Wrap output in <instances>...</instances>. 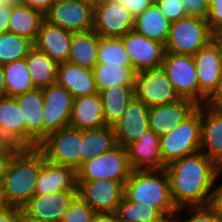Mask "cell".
<instances>
[{
	"mask_svg": "<svg viewBox=\"0 0 222 222\" xmlns=\"http://www.w3.org/2000/svg\"><path fill=\"white\" fill-rule=\"evenodd\" d=\"M176 208L208 205L219 175L218 164L201 150L165 166Z\"/></svg>",
	"mask_w": 222,
	"mask_h": 222,
	"instance_id": "obj_1",
	"label": "cell"
},
{
	"mask_svg": "<svg viewBox=\"0 0 222 222\" xmlns=\"http://www.w3.org/2000/svg\"><path fill=\"white\" fill-rule=\"evenodd\" d=\"M44 161V155L37 147L21 148L13 156L1 183L9 206L22 209L34 196Z\"/></svg>",
	"mask_w": 222,
	"mask_h": 222,
	"instance_id": "obj_2",
	"label": "cell"
},
{
	"mask_svg": "<svg viewBox=\"0 0 222 222\" xmlns=\"http://www.w3.org/2000/svg\"><path fill=\"white\" fill-rule=\"evenodd\" d=\"M124 196L132 202L157 209L167 218H173L177 212L171 197L169 177L165 169L132 170L124 184Z\"/></svg>",
	"mask_w": 222,
	"mask_h": 222,
	"instance_id": "obj_3",
	"label": "cell"
},
{
	"mask_svg": "<svg viewBox=\"0 0 222 222\" xmlns=\"http://www.w3.org/2000/svg\"><path fill=\"white\" fill-rule=\"evenodd\" d=\"M46 161L77 170L85 163V130L71 127L49 133L37 147Z\"/></svg>",
	"mask_w": 222,
	"mask_h": 222,
	"instance_id": "obj_4",
	"label": "cell"
},
{
	"mask_svg": "<svg viewBox=\"0 0 222 222\" xmlns=\"http://www.w3.org/2000/svg\"><path fill=\"white\" fill-rule=\"evenodd\" d=\"M201 105L169 133L160 136V154L165 165L201 150Z\"/></svg>",
	"mask_w": 222,
	"mask_h": 222,
	"instance_id": "obj_5",
	"label": "cell"
},
{
	"mask_svg": "<svg viewBox=\"0 0 222 222\" xmlns=\"http://www.w3.org/2000/svg\"><path fill=\"white\" fill-rule=\"evenodd\" d=\"M214 39L207 19L187 16L171 22L166 52L193 56Z\"/></svg>",
	"mask_w": 222,
	"mask_h": 222,
	"instance_id": "obj_6",
	"label": "cell"
},
{
	"mask_svg": "<svg viewBox=\"0 0 222 222\" xmlns=\"http://www.w3.org/2000/svg\"><path fill=\"white\" fill-rule=\"evenodd\" d=\"M132 169L126 148L117 145L112 150L83 163L77 170V181L110 179L123 185L131 175Z\"/></svg>",
	"mask_w": 222,
	"mask_h": 222,
	"instance_id": "obj_7",
	"label": "cell"
},
{
	"mask_svg": "<svg viewBox=\"0 0 222 222\" xmlns=\"http://www.w3.org/2000/svg\"><path fill=\"white\" fill-rule=\"evenodd\" d=\"M161 68L180 98L199 105V82L193 56L165 52Z\"/></svg>",
	"mask_w": 222,
	"mask_h": 222,
	"instance_id": "obj_8",
	"label": "cell"
},
{
	"mask_svg": "<svg viewBox=\"0 0 222 222\" xmlns=\"http://www.w3.org/2000/svg\"><path fill=\"white\" fill-rule=\"evenodd\" d=\"M135 97L147 107L168 104L181 99L161 67L136 73Z\"/></svg>",
	"mask_w": 222,
	"mask_h": 222,
	"instance_id": "obj_9",
	"label": "cell"
},
{
	"mask_svg": "<svg viewBox=\"0 0 222 222\" xmlns=\"http://www.w3.org/2000/svg\"><path fill=\"white\" fill-rule=\"evenodd\" d=\"M134 28V17L115 0H102L94 7L93 30L100 37L121 38Z\"/></svg>",
	"mask_w": 222,
	"mask_h": 222,
	"instance_id": "obj_10",
	"label": "cell"
},
{
	"mask_svg": "<svg viewBox=\"0 0 222 222\" xmlns=\"http://www.w3.org/2000/svg\"><path fill=\"white\" fill-rule=\"evenodd\" d=\"M94 8L80 0L55 2L44 15L46 21L70 32L93 29Z\"/></svg>",
	"mask_w": 222,
	"mask_h": 222,
	"instance_id": "obj_11",
	"label": "cell"
},
{
	"mask_svg": "<svg viewBox=\"0 0 222 222\" xmlns=\"http://www.w3.org/2000/svg\"><path fill=\"white\" fill-rule=\"evenodd\" d=\"M44 138L51 132L69 127L73 96L57 83L42 89Z\"/></svg>",
	"mask_w": 222,
	"mask_h": 222,
	"instance_id": "obj_12",
	"label": "cell"
},
{
	"mask_svg": "<svg viewBox=\"0 0 222 222\" xmlns=\"http://www.w3.org/2000/svg\"><path fill=\"white\" fill-rule=\"evenodd\" d=\"M77 190L95 212H115L124 197V185L110 179L77 181Z\"/></svg>",
	"mask_w": 222,
	"mask_h": 222,
	"instance_id": "obj_13",
	"label": "cell"
},
{
	"mask_svg": "<svg viewBox=\"0 0 222 222\" xmlns=\"http://www.w3.org/2000/svg\"><path fill=\"white\" fill-rule=\"evenodd\" d=\"M121 40L136 73L161 67L166 52L164 44L134 30L127 32Z\"/></svg>",
	"mask_w": 222,
	"mask_h": 222,
	"instance_id": "obj_14",
	"label": "cell"
},
{
	"mask_svg": "<svg viewBox=\"0 0 222 222\" xmlns=\"http://www.w3.org/2000/svg\"><path fill=\"white\" fill-rule=\"evenodd\" d=\"M193 57L198 74L199 105H203L222 76V55L218 44L213 40Z\"/></svg>",
	"mask_w": 222,
	"mask_h": 222,
	"instance_id": "obj_15",
	"label": "cell"
},
{
	"mask_svg": "<svg viewBox=\"0 0 222 222\" xmlns=\"http://www.w3.org/2000/svg\"><path fill=\"white\" fill-rule=\"evenodd\" d=\"M77 195L78 190L34 195L22 210L27 215L46 222H61Z\"/></svg>",
	"mask_w": 222,
	"mask_h": 222,
	"instance_id": "obj_16",
	"label": "cell"
},
{
	"mask_svg": "<svg viewBox=\"0 0 222 222\" xmlns=\"http://www.w3.org/2000/svg\"><path fill=\"white\" fill-rule=\"evenodd\" d=\"M149 107L134 97L123 115L112 126L118 145L126 148L149 129Z\"/></svg>",
	"mask_w": 222,
	"mask_h": 222,
	"instance_id": "obj_17",
	"label": "cell"
},
{
	"mask_svg": "<svg viewBox=\"0 0 222 222\" xmlns=\"http://www.w3.org/2000/svg\"><path fill=\"white\" fill-rule=\"evenodd\" d=\"M25 122V148H35L44 139L42 89H34L15 97Z\"/></svg>",
	"mask_w": 222,
	"mask_h": 222,
	"instance_id": "obj_18",
	"label": "cell"
},
{
	"mask_svg": "<svg viewBox=\"0 0 222 222\" xmlns=\"http://www.w3.org/2000/svg\"><path fill=\"white\" fill-rule=\"evenodd\" d=\"M132 170H162L165 164L160 154V137L150 128L138 141L126 147Z\"/></svg>",
	"mask_w": 222,
	"mask_h": 222,
	"instance_id": "obj_19",
	"label": "cell"
},
{
	"mask_svg": "<svg viewBox=\"0 0 222 222\" xmlns=\"http://www.w3.org/2000/svg\"><path fill=\"white\" fill-rule=\"evenodd\" d=\"M198 105L181 98L172 103L149 107V128L159 137L175 129Z\"/></svg>",
	"mask_w": 222,
	"mask_h": 222,
	"instance_id": "obj_20",
	"label": "cell"
},
{
	"mask_svg": "<svg viewBox=\"0 0 222 222\" xmlns=\"http://www.w3.org/2000/svg\"><path fill=\"white\" fill-rule=\"evenodd\" d=\"M73 32L54 25L44 19L34 47L58 63L68 61Z\"/></svg>",
	"mask_w": 222,
	"mask_h": 222,
	"instance_id": "obj_21",
	"label": "cell"
},
{
	"mask_svg": "<svg viewBox=\"0 0 222 222\" xmlns=\"http://www.w3.org/2000/svg\"><path fill=\"white\" fill-rule=\"evenodd\" d=\"M65 190H77L76 170L44 161L37 178L34 195H43Z\"/></svg>",
	"mask_w": 222,
	"mask_h": 222,
	"instance_id": "obj_22",
	"label": "cell"
},
{
	"mask_svg": "<svg viewBox=\"0 0 222 222\" xmlns=\"http://www.w3.org/2000/svg\"><path fill=\"white\" fill-rule=\"evenodd\" d=\"M56 83L64 87L73 98L98 93L92 69L68 61L59 63Z\"/></svg>",
	"mask_w": 222,
	"mask_h": 222,
	"instance_id": "obj_23",
	"label": "cell"
},
{
	"mask_svg": "<svg viewBox=\"0 0 222 222\" xmlns=\"http://www.w3.org/2000/svg\"><path fill=\"white\" fill-rule=\"evenodd\" d=\"M201 151L219 164L222 161V110L201 105Z\"/></svg>",
	"mask_w": 222,
	"mask_h": 222,
	"instance_id": "obj_24",
	"label": "cell"
},
{
	"mask_svg": "<svg viewBox=\"0 0 222 222\" xmlns=\"http://www.w3.org/2000/svg\"><path fill=\"white\" fill-rule=\"evenodd\" d=\"M0 134L8 144L25 148V122L15 97L0 98Z\"/></svg>",
	"mask_w": 222,
	"mask_h": 222,
	"instance_id": "obj_25",
	"label": "cell"
},
{
	"mask_svg": "<svg viewBox=\"0 0 222 222\" xmlns=\"http://www.w3.org/2000/svg\"><path fill=\"white\" fill-rule=\"evenodd\" d=\"M106 126L103 118L102 100L99 93L73 98L69 127L79 130Z\"/></svg>",
	"mask_w": 222,
	"mask_h": 222,
	"instance_id": "obj_26",
	"label": "cell"
},
{
	"mask_svg": "<svg viewBox=\"0 0 222 222\" xmlns=\"http://www.w3.org/2000/svg\"><path fill=\"white\" fill-rule=\"evenodd\" d=\"M44 15L19 1L13 0L8 32L36 41Z\"/></svg>",
	"mask_w": 222,
	"mask_h": 222,
	"instance_id": "obj_27",
	"label": "cell"
},
{
	"mask_svg": "<svg viewBox=\"0 0 222 222\" xmlns=\"http://www.w3.org/2000/svg\"><path fill=\"white\" fill-rule=\"evenodd\" d=\"M99 35L92 29L73 33L68 62L93 69L97 64Z\"/></svg>",
	"mask_w": 222,
	"mask_h": 222,
	"instance_id": "obj_28",
	"label": "cell"
},
{
	"mask_svg": "<svg viewBox=\"0 0 222 222\" xmlns=\"http://www.w3.org/2000/svg\"><path fill=\"white\" fill-rule=\"evenodd\" d=\"M171 22L161 13L154 3L142 14L134 18L133 30L148 39L158 41L165 45Z\"/></svg>",
	"mask_w": 222,
	"mask_h": 222,
	"instance_id": "obj_29",
	"label": "cell"
},
{
	"mask_svg": "<svg viewBox=\"0 0 222 222\" xmlns=\"http://www.w3.org/2000/svg\"><path fill=\"white\" fill-rule=\"evenodd\" d=\"M102 100L106 126H113L121 118L126 107L135 97V87L113 86L98 92Z\"/></svg>",
	"mask_w": 222,
	"mask_h": 222,
	"instance_id": "obj_30",
	"label": "cell"
},
{
	"mask_svg": "<svg viewBox=\"0 0 222 222\" xmlns=\"http://www.w3.org/2000/svg\"><path fill=\"white\" fill-rule=\"evenodd\" d=\"M26 64L34 87L43 89L56 83L59 63L33 47L26 56Z\"/></svg>",
	"mask_w": 222,
	"mask_h": 222,
	"instance_id": "obj_31",
	"label": "cell"
},
{
	"mask_svg": "<svg viewBox=\"0 0 222 222\" xmlns=\"http://www.w3.org/2000/svg\"><path fill=\"white\" fill-rule=\"evenodd\" d=\"M92 72L98 92L113 86L135 87L136 72L132 66L96 64Z\"/></svg>",
	"mask_w": 222,
	"mask_h": 222,
	"instance_id": "obj_32",
	"label": "cell"
},
{
	"mask_svg": "<svg viewBox=\"0 0 222 222\" xmlns=\"http://www.w3.org/2000/svg\"><path fill=\"white\" fill-rule=\"evenodd\" d=\"M7 96L16 97L36 89L31 80L26 58L3 65Z\"/></svg>",
	"mask_w": 222,
	"mask_h": 222,
	"instance_id": "obj_33",
	"label": "cell"
},
{
	"mask_svg": "<svg viewBox=\"0 0 222 222\" xmlns=\"http://www.w3.org/2000/svg\"><path fill=\"white\" fill-rule=\"evenodd\" d=\"M115 213L120 222H173L172 218L164 217L157 209L132 202L125 196Z\"/></svg>",
	"mask_w": 222,
	"mask_h": 222,
	"instance_id": "obj_34",
	"label": "cell"
},
{
	"mask_svg": "<svg viewBox=\"0 0 222 222\" xmlns=\"http://www.w3.org/2000/svg\"><path fill=\"white\" fill-rule=\"evenodd\" d=\"M117 145L112 126L85 130V162L112 150Z\"/></svg>",
	"mask_w": 222,
	"mask_h": 222,
	"instance_id": "obj_35",
	"label": "cell"
},
{
	"mask_svg": "<svg viewBox=\"0 0 222 222\" xmlns=\"http://www.w3.org/2000/svg\"><path fill=\"white\" fill-rule=\"evenodd\" d=\"M34 47V42L29 38L4 32L0 34V64L3 66L10 62L26 58Z\"/></svg>",
	"mask_w": 222,
	"mask_h": 222,
	"instance_id": "obj_36",
	"label": "cell"
},
{
	"mask_svg": "<svg viewBox=\"0 0 222 222\" xmlns=\"http://www.w3.org/2000/svg\"><path fill=\"white\" fill-rule=\"evenodd\" d=\"M97 64L132 66L121 38L99 36Z\"/></svg>",
	"mask_w": 222,
	"mask_h": 222,
	"instance_id": "obj_37",
	"label": "cell"
},
{
	"mask_svg": "<svg viewBox=\"0 0 222 222\" xmlns=\"http://www.w3.org/2000/svg\"><path fill=\"white\" fill-rule=\"evenodd\" d=\"M172 220L173 222H222V218L208 205L178 208Z\"/></svg>",
	"mask_w": 222,
	"mask_h": 222,
	"instance_id": "obj_38",
	"label": "cell"
},
{
	"mask_svg": "<svg viewBox=\"0 0 222 222\" xmlns=\"http://www.w3.org/2000/svg\"><path fill=\"white\" fill-rule=\"evenodd\" d=\"M95 211L77 195L61 222H93Z\"/></svg>",
	"mask_w": 222,
	"mask_h": 222,
	"instance_id": "obj_39",
	"label": "cell"
},
{
	"mask_svg": "<svg viewBox=\"0 0 222 222\" xmlns=\"http://www.w3.org/2000/svg\"><path fill=\"white\" fill-rule=\"evenodd\" d=\"M161 13L170 21H178L187 17L182 0H160L155 3Z\"/></svg>",
	"mask_w": 222,
	"mask_h": 222,
	"instance_id": "obj_40",
	"label": "cell"
},
{
	"mask_svg": "<svg viewBox=\"0 0 222 222\" xmlns=\"http://www.w3.org/2000/svg\"><path fill=\"white\" fill-rule=\"evenodd\" d=\"M187 16L207 19L209 4L206 0H182Z\"/></svg>",
	"mask_w": 222,
	"mask_h": 222,
	"instance_id": "obj_41",
	"label": "cell"
},
{
	"mask_svg": "<svg viewBox=\"0 0 222 222\" xmlns=\"http://www.w3.org/2000/svg\"><path fill=\"white\" fill-rule=\"evenodd\" d=\"M222 174L219 173L211 191L208 206L222 218ZM220 182V183H218Z\"/></svg>",
	"mask_w": 222,
	"mask_h": 222,
	"instance_id": "obj_42",
	"label": "cell"
},
{
	"mask_svg": "<svg viewBox=\"0 0 222 222\" xmlns=\"http://www.w3.org/2000/svg\"><path fill=\"white\" fill-rule=\"evenodd\" d=\"M207 22L214 35L222 32V2L209 6Z\"/></svg>",
	"mask_w": 222,
	"mask_h": 222,
	"instance_id": "obj_43",
	"label": "cell"
},
{
	"mask_svg": "<svg viewBox=\"0 0 222 222\" xmlns=\"http://www.w3.org/2000/svg\"><path fill=\"white\" fill-rule=\"evenodd\" d=\"M21 149V147L8 144L5 148L0 150V184L8 170L9 164L13 156Z\"/></svg>",
	"mask_w": 222,
	"mask_h": 222,
	"instance_id": "obj_44",
	"label": "cell"
},
{
	"mask_svg": "<svg viewBox=\"0 0 222 222\" xmlns=\"http://www.w3.org/2000/svg\"><path fill=\"white\" fill-rule=\"evenodd\" d=\"M116 2L122 4L135 18L142 14L147 8H149L154 3L152 0H115Z\"/></svg>",
	"mask_w": 222,
	"mask_h": 222,
	"instance_id": "obj_45",
	"label": "cell"
},
{
	"mask_svg": "<svg viewBox=\"0 0 222 222\" xmlns=\"http://www.w3.org/2000/svg\"><path fill=\"white\" fill-rule=\"evenodd\" d=\"M203 105L212 109L222 110V76L218 81L216 88L206 98Z\"/></svg>",
	"mask_w": 222,
	"mask_h": 222,
	"instance_id": "obj_46",
	"label": "cell"
},
{
	"mask_svg": "<svg viewBox=\"0 0 222 222\" xmlns=\"http://www.w3.org/2000/svg\"><path fill=\"white\" fill-rule=\"evenodd\" d=\"M19 2L36 11H39L43 15H45L55 3L54 0H19Z\"/></svg>",
	"mask_w": 222,
	"mask_h": 222,
	"instance_id": "obj_47",
	"label": "cell"
},
{
	"mask_svg": "<svg viewBox=\"0 0 222 222\" xmlns=\"http://www.w3.org/2000/svg\"><path fill=\"white\" fill-rule=\"evenodd\" d=\"M13 7V0L0 7V34L8 31V23Z\"/></svg>",
	"mask_w": 222,
	"mask_h": 222,
	"instance_id": "obj_48",
	"label": "cell"
},
{
	"mask_svg": "<svg viewBox=\"0 0 222 222\" xmlns=\"http://www.w3.org/2000/svg\"><path fill=\"white\" fill-rule=\"evenodd\" d=\"M21 208L9 206L0 211V222H19Z\"/></svg>",
	"mask_w": 222,
	"mask_h": 222,
	"instance_id": "obj_49",
	"label": "cell"
},
{
	"mask_svg": "<svg viewBox=\"0 0 222 222\" xmlns=\"http://www.w3.org/2000/svg\"><path fill=\"white\" fill-rule=\"evenodd\" d=\"M93 222H120L115 212H96Z\"/></svg>",
	"mask_w": 222,
	"mask_h": 222,
	"instance_id": "obj_50",
	"label": "cell"
},
{
	"mask_svg": "<svg viewBox=\"0 0 222 222\" xmlns=\"http://www.w3.org/2000/svg\"><path fill=\"white\" fill-rule=\"evenodd\" d=\"M6 84H5V76L3 71V66L0 64V98L6 97Z\"/></svg>",
	"mask_w": 222,
	"mask_h": 222,
	"instance_id": "obj_51",
	"label": "cell"
},
{
	"mask_svg": "<svg viewBox=\"0 0 222 222\" xmlns=\"http://www.w3.org/2000/svg\"><path fill=\"white\" fill-rule=\"evenodd\" d=\"M19 222H46L27 215L22 209L20 212Z\"/></svg>",
	"mask_w": 222,
	"mask_h": 222,
	"instance_id": "obj_52",
	"label": "cell"
},
{
	"mask_svg": "<svg viewBox=\"0 0 222 222\" xmlns=\"http://www.w3.org/2000/svg\"><path fill=\"white\" fill-rule=\"evenodd\" d=\"M7 207H9V205L4 196L2 184H0V211L5 210Z\"/></svg>",
	"mask_w": 222,
	"mask_h": 222,
	"instance_id": "obj_53",
	"label": "cell"
},
{
	"mask_svg": "<svg viewBox=\"0 0 222 222\" xmlns=\"http://www.w3.org/2000/svg\"><path fill=\"white\" fill-rule=\"evenodd\" d=\"M213 40L218 44L222 55V32L215 34Z\"/></svg>",
	"mask_w": 222,
	"mask_h": 222,
	"instance_id": "obj_54",
	"label": "cell"
},
{
	"mask_svg": "<svg viewBox=\"0 0 222 222\" xmlns=\"http://www.w3.org/2000/svg\"><path fill=\"white\" fill-rule=\"evenodd\" d=\"M81 2L91 5L93 8L97 6L102 0H80Z\"/></svg>",
	"mask_w": 222,
	"mask_h": 222,
	"instance_id": "obj_55",
	"label": "cell"
},
{
	"mask_svg": "<svg viewBox=\"0 0 222 222\" xmlns=\"http://www.w3.org/2000/svg\"><path fill=\"white\" fill-rule=\"evenodd\" d=\"M7 145H8V143L6 142V140L0 134V150L5 148Z\"/></svg>",
	"mask_w": 222,
	"mask_h": 222,
	"instance_id": "obj_56",
	"label": "cell"
},
{
	"mask_svg": "<svg viewBox=\"0 0 222 222\" xmlns=\"http://www.w3.org/2000/svg\"><path fill=\"white\" fill-rule=\"evenodd\" d=\"M206 2L210 5L212 4H218L219 2H222V0H206Z\"/></svg>",
	"mask_w": 222,
	"mask_h": 222,
	"instance_id": "obj_57",
	"label": "cell"
},
{
	"mask_svg": "<svg viewBox=\"0 0 222 222\" xmlns=\"http://www.w3.org/2000/svg\"><path fill=\"white\" fill-rule=\"evenodd\" d=\"M10 0H0V7L5 6Z\"/></svg>",
	"mask_w": 222,
	"mask_h": 222,
	"instance_id": "obj_58",
	"label": "cell"
},
{
	"mask_svg": "<svg viewBox=\"0 0 222 222\" xmlns=\"http://www.w3.org/2000/svg\"><path fill=\"white\" fill-rule=\"evenodd\" d=\"M218 168H222V161L218 164Z\"/></svg>",
	"mask_w": 222,
	"mask_h": 222,
	"instance_id": "obj_59",
	"label": "cell"
},
{
	"mask_svg": "<svg viewBox=\"0 0 222 222\" xmlns=\"http://www.w3.org/2000/svg\"><path fill=\"white\" fill-rule=\"evenodd\" d=\"M218 170H219V173H221V174H222V168H218Z\"/></svg>",
	"mask_w": 222,
	"mask_h": 222,
	"instance_id": "obj_60",
	"label": "cell"
},
{
	"mask_svg": "<svg viewBox=\"0 0 222 222\" xmlns=\"http://www.w3.org/2000/svg\"><path fill=\"white\" fill-rule=\"evenodd\" d=\"M158 1H160V0H152L153 3H156V2H158Z\"/></svg>",
	"mask_w": 222,
	"mask_h": 222,
	"instance_id": "obj_61",
	"label": "cell"
}]
</instances>
